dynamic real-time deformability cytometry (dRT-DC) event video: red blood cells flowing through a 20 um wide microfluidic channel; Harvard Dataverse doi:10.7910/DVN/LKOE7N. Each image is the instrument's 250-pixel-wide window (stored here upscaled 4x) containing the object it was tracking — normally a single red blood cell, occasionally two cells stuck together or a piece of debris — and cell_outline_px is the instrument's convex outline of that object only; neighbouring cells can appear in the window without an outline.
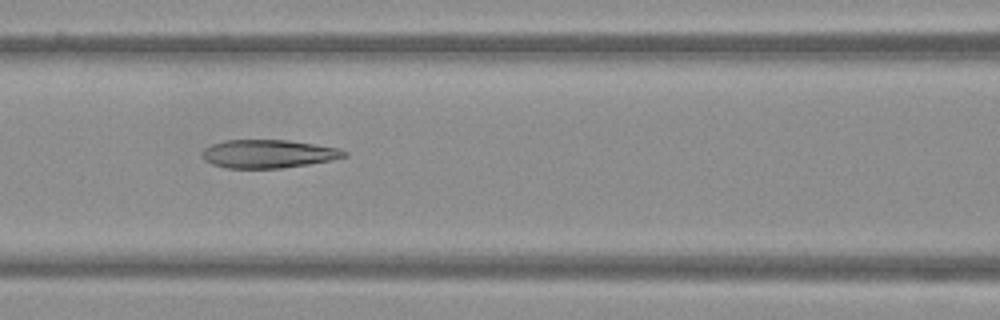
{"species": "Egyptian fruit bat (a non-hibernating species)", "species_latin": "Rousettus aegyptiacus", "temperature_condition": "warm", "stored_images_in_passage": 43, "camera_frame_rate_fps": 3000, "um_per_image_px": 0.085, "frame": {"image": 1, "passage_image": 15, "time_ms": 4.667, "image_size_px": [1000, 320], "cell_outline_px": [[348, 156], [332, 160], [308, 164], [280, 168], [224, 168], [212, 164], [204, 160], [200, 156], [200, 152], [204, 148], [212, 144], [224, 140], [288, 140], [340, 148], [348, 152]], "centroid_in_image_um": [22.78, 13.07], "position_along_channel_um": 143.8, "area_um2": 23.64}}
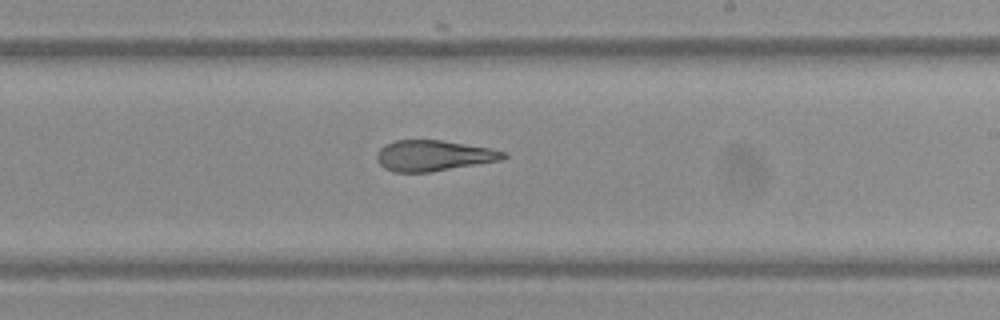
{"frame": {"image": 2, "passage_image": 23, "time_ms": 7.333, "image_size_px": [1000, 320], "cell_outline_px": [[508, 156], [504, 160], [432, 172], [392, 172], [384, 168], [376, 160], [376, 152], [384, 144], [396, 140], [440, 140], [488, 148], [508, 152]], "centroid_in_image_um": [36.85, 13.24], "position_along_channel_um": 252.1, "area_um2": 22.95}}
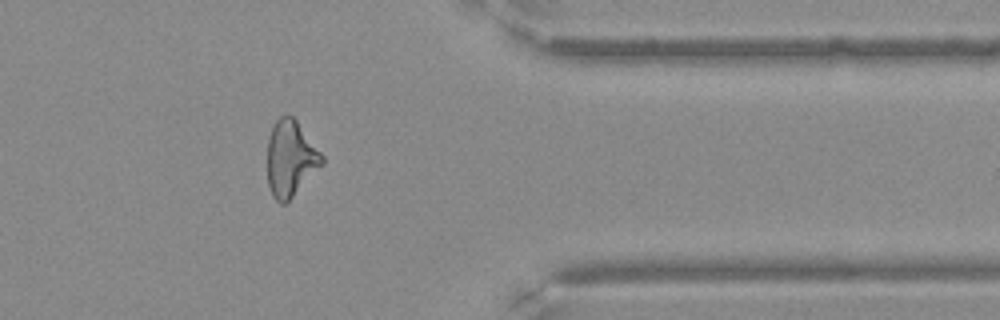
{"frame": {"image": 3, "passage_image": 34, "time_ms": 11.0, "image_size_px": [1000, 320], "cell_outline_px": [[324, 164], [284, 204], [280, 204], [272, 196], [268, 184], [268, 136], [276, 120], [280, 116], [292, 116], [296, 120], [324, 156]], "centroid_in_image_um": [24.7, 13.48], "position_along_channel_um": 386.7, "area_um2": 23.93}}